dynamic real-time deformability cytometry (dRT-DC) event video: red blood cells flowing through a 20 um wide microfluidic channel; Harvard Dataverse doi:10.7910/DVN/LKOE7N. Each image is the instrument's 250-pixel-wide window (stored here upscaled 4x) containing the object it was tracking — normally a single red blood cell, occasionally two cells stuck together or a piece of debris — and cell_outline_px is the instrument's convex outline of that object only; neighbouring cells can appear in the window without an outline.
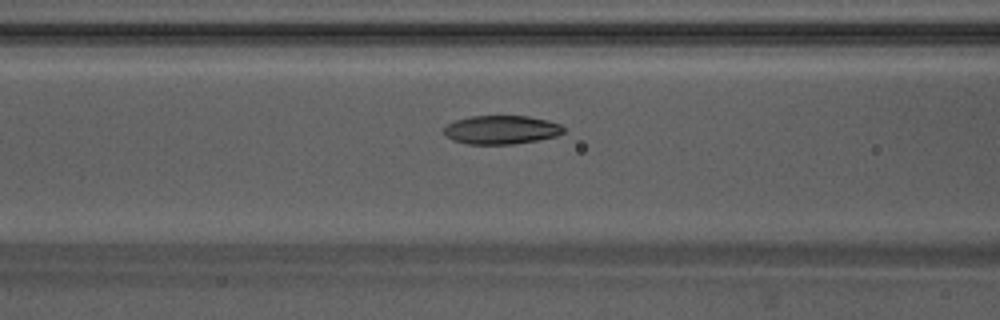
{"species": "Egyptian fruit bat (a non-hibernating species)", "species_latin": "Rousettus aegyptiacus", "temperature_condition": "warm", "stored_images_in_passage": 55, "camera_frame_rate_fps": 3000, "um_per_image_px": 0.085, "animal": {"sex": "male"}, "frame": {"image": 1, "passage_image": 21, "time_ms": 6.667, "image_size_px": [1000, 320], "cell_outline_px": [[564, 132], [556, 136], [536, 140], [512, 144], [468, 144], [452, 140], [444, 132], [444, 128], [448, 124], [456, 120], [472, 116], [528, 116], [548, 120], [560, 124], [564, 128]], "centroid_in_image_um": [42.62, 11.03], "position_along_channel_um": 124.0, "area_um2": 19.83}}
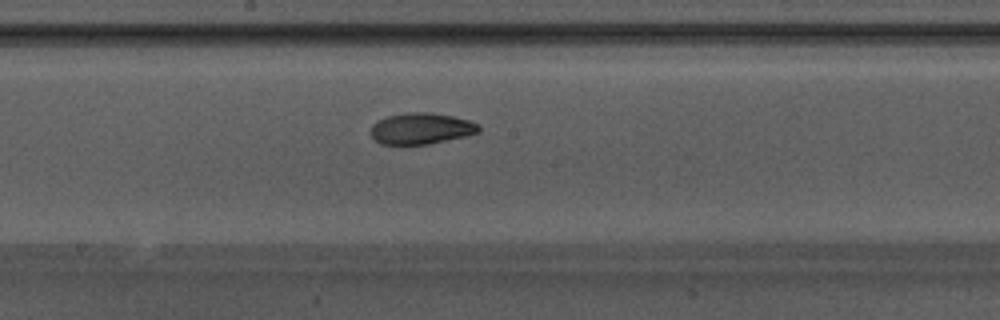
{"frame": {"image": 2, "passage_image": 28, "time_ms": 9.0, "image_size_px": [1000, 320], "cell_outline_px": [[480, 132], [464, 136], [428, 144], [380, 144], [372, 136], [372, 124], [376, 120], [388, 116], [412, 112], [428, 112], [452, 116], [468, 120], [480, 124]], "centroid_in_image_um": [35.81, 10.92], "position_along_channel_um": 212.4, "area_um2": 19.48}}
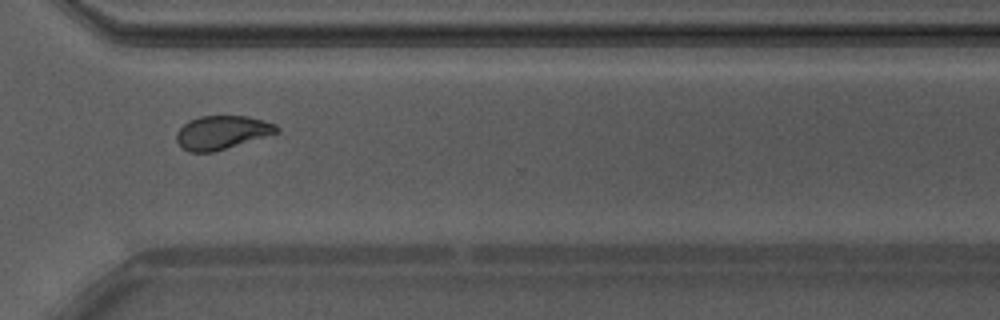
{"frame": {"image": 3, "passage_image": 39, "time_ms": 12.667, "image_size_px": [1000, 320], "cell_outline_px": [[280, 132], [212, 152], [188, 152], [176, 140], [176, 132], [188, 120], [200, 116], [248, 116], [264, 120], [276, 124], [280, 128]], "centroid_in_image_um": [18.88, 11.24], "position_along_channel_um": 351.7, "area_um2": 19.54}, "authors_computed_cell_mechanics": {"area_um2": 20.1722, "velocity_mm_per_s": 3.7984, "shape_relaxation_time_tau1_ms": 5.17, "shape_relaxation_time_tau2_ms": 5.6472, "deformation_change_tau1": 0.1603, "deformation_change_tau2": 0.0867}}